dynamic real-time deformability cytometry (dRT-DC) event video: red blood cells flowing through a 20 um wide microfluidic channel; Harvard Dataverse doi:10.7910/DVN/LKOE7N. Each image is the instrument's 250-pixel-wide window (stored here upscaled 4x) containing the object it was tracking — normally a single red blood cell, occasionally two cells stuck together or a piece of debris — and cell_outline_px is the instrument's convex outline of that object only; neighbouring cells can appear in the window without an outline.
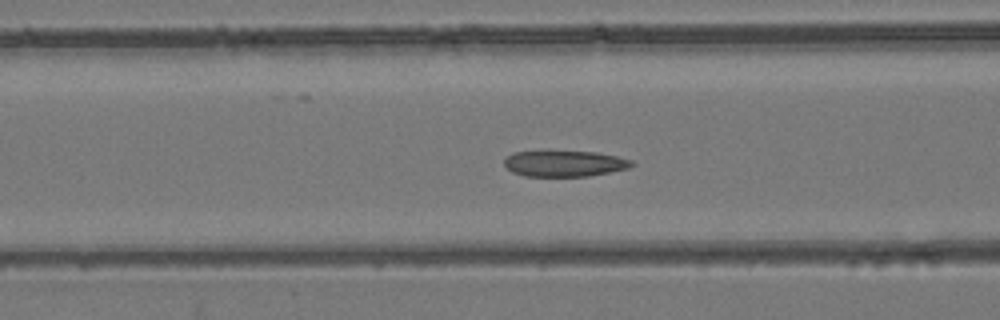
{"species": "common noctule bat (a hibernating species)", "species_latin": "Nyctalus noctula", "temperature_condition": "room temperature", "stored_images_in_passage": 54, "camera_frame_rate_fps": 3000, "um_per_image_px": 0.085, "animal": {"sex": "female", "body_mass_g": 24.6, "forearm_length_mm": 56.2}, "frame": {"image": 1, "passage_image": 21, "time_ms": 6.667, "image_size_px": [1000, 320], "cell_outline_px": [[636, 164], [628, 168], [588, 176], [524, 176], [512, 172], [504, 164], [504, 160], [512, 152], [596, 152], [616, 156], [632, 160]], "centroid_in_image_um": [47.99, 13.91], "position_along_channel_um": 118.6, "area_um2": 19.02}}
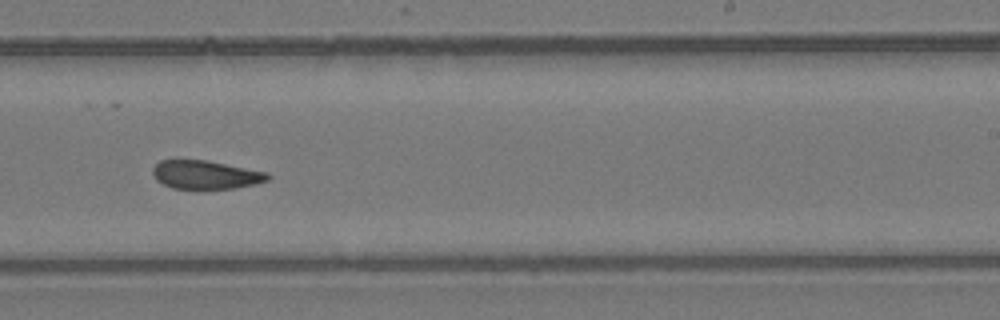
{"frame": {"image": 2, "passage_image": 33, "time_ms": 10.667, "image_size_px": [1000, 320], "cell_outline_px": [[272, 176], [268, 180], [256, 184], [236, 188], [172, 188], [156, 180], [152, 172], [152, 168], [160, 160], [208, 160], [268, 172]], "centroid_in_image_um": [17.51, 14.84], "position_along_channel_um": 271.5, "area_um2": 19.13}}
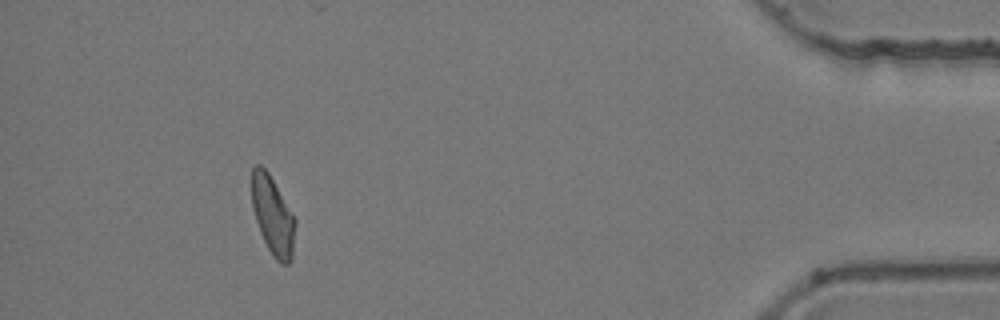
{"frame": {"image": 3, "passage_image": 49, "time_ms": 16.0, "image_size_px": [1000, 320], "cell_outline_px": [[296, 224], [292, 260], [288, 264], [280, 264], [276, 260], [268, 248], [260, 232], [252, 208], [252, 168], [256, 164], [260, 164], [268, 172], [296, 220]], "centroid_in_image_um": [23.19, 18.35], "position_along_channel_um": 412.0, "area_um2": 19.77}, "authors_computed_cell_mechanics": {"area_um2": 20.3456, "velocity_mm_per_s": 3.827, "shape_relaxation_time_tau1_ms": null, "shape_relaxation_time_tau2_ms": 2.1471, "deformation_change_tau1": null, "deformation_change_tau2": 0.0963}}